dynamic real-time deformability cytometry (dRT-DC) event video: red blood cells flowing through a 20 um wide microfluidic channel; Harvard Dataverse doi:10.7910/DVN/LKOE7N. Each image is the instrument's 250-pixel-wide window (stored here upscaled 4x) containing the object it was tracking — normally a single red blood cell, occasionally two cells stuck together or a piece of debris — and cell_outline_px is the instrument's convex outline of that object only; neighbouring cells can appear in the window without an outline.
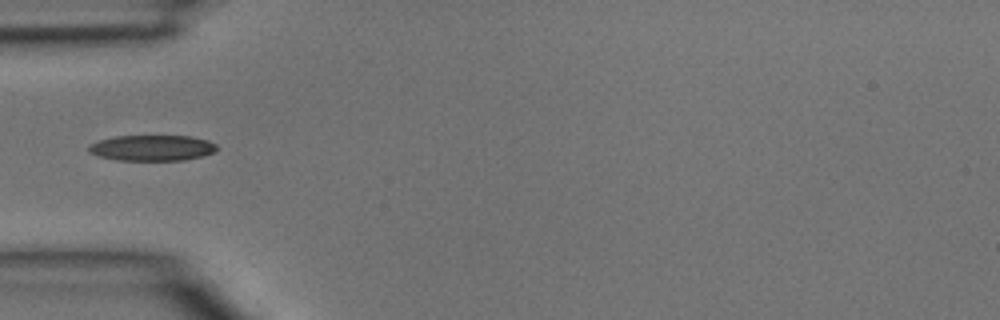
{"species": "common noctule bat (a hibernating species)", "species_latin": "Nyctalus noctula", "temperature_condition": "room temperature", "stored_images_in_passage": 5, "camera_frame_rate_fps": 3000, "um_per_image_px": 0.085, "animal": {"sex": "male", "body_mass_g": 15.6}, "frame": {"image": 1, "passage_image": 4, "time_ms": 1.0, "image_size_px": [1000, 320], "cell_outline_px": [[220, 148], [216, 152], [204, 156], [184, 160], [116, 160], [100, 156], [88, 152], [88, 144], [100, 140], [116, 136], [188, 136], [208, 140], [216, 144]], "centroid_in_image_um": [12.97, 12.57], "position_along_channel_um": 72.0, "area_um2": 19.36}}